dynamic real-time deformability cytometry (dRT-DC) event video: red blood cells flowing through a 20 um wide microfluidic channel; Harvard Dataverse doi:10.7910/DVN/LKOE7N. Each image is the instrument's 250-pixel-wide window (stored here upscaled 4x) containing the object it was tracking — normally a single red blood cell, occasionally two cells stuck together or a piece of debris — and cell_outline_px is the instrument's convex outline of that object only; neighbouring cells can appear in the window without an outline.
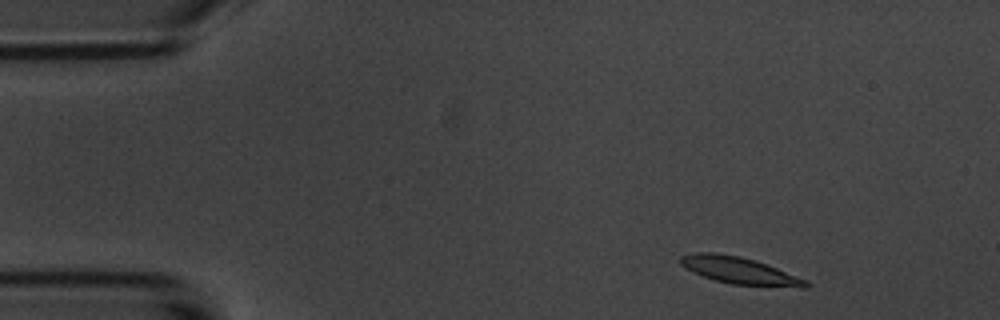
{"species": "common noctule bat (a hibernating species)", "species_latin": "Nyctalus noctula", "temperature_condition": "room temperature", "stored_images_in_passage": 5, "camera_frame_rate_fps": 3000, "um_per_image_px": 0.085, "animal": {"sex": "male", "body_mass_g": 20.1, "forearm_length_mm": 53.5}, "frame": {"image": 1, "passage_image": 1, "time_ms": 0.0, "image_size_px": [1000, 320], "cell_outline_px": [[812, 284], [808, 288], [800, 288], [732, 284], [716, 280], [692, 272], [684, 268], [680, 264], [680, 256], [692, 252], [716, 252], [740, 256], [756, 260], [808, 280]], "centroid_in_image_um": [62.89, 22.99], "position_along_channel_um": 22.1, "area_um2": 20.0}}
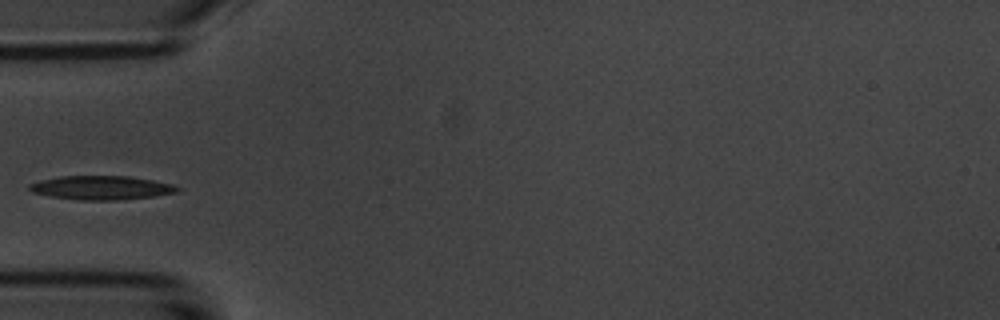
{"frame": {"image": 2, "passage_image": 4, "time_ms": 3.667, "image_size_px": [1000, 320], "cell_outline_px": [[180, 192], [152, 196], [116, 200], [76, 200], [52, 196], [32, 192], [28, 188], [28, 184], [40, 180], [60, 176], [128, 176], [152, 180], [172, 184], [180, 188]], "centroid_in_image_um": [8.6, 15.95], "position_along_channel_um": 76.4, "area_um2": 20.52}}
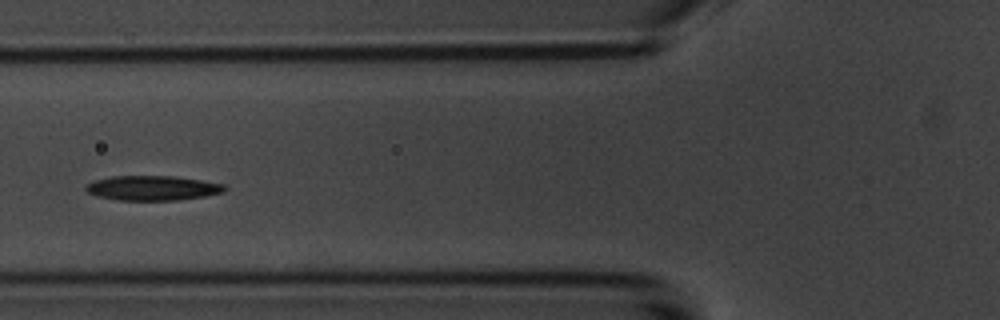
{"frame": {"image": 3, "passage_image": 5, "time_ms": 4.667, "image_size_px": [1000, 320], "cell_outline_px": [[228, 188], [224, 192], [204, 196], [180, 200], [116, 200], [96, 196], [88, 192], [84, 188], [88, 184], [96, 180], [112, 176], [172, 176], [200, 180], [224, 184]], "centroid_in_image_um": [12.98, 15.99], "position_along_channel_um": 112.8, "area_um2": 19.94}}